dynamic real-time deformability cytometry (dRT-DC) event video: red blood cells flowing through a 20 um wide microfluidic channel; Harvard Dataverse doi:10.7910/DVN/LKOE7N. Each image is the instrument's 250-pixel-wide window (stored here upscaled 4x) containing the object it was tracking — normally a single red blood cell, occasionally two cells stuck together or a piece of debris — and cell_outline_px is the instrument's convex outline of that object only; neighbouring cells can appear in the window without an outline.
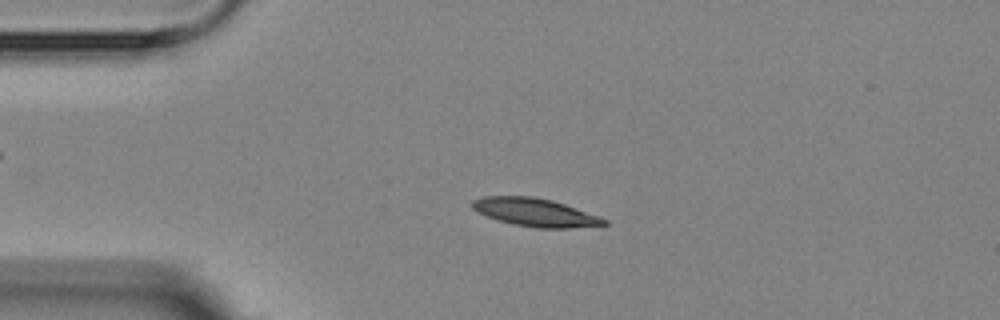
{"species": "Egyptian fruit bat (a non-hibernating species)", "species_latin": "Rousettus aegyptiacus", "temperature_condition": "room temperature", "stored_images_in_passage": 6, "camera_frame_rate_fps": 3000, "um_per_image_px": 0.085, "animal": {"sex": "female"}, "frame": {"image": 1, "passage_image": 4, "time_ms": 3.333, "image_size_px": [1000, 320], "cell_outline_px": [[608, 224], [572, 228], [536, 228], [512, 224], [488, 216], [472, 208], [472, 200], [484, 196], [532, 196], [552, 200], [600, 216], [608, 220]], "centroid_in_image_um": [45.52, 18.05], "position_along_channel_um": 39.5, "area_um2": 21.44}}
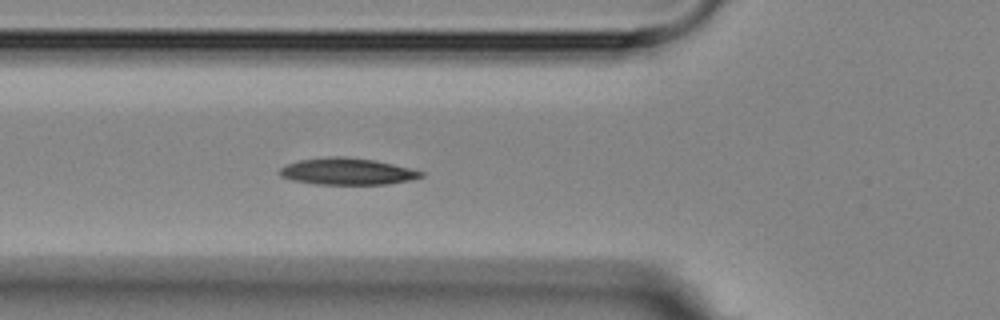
{"frame": {"image": 2, "passage_image": 6, "time_ms": 5.667, "image_size_px": [1000, 320], "cell_outline_px": [[424, 176], [408, 180], [388, 184], [316, 184], [292, 180], [280, 176], [280, 168], [288, 164], [300, 160], [328, 156], [344, 156], [372, 160], [392, 164], [424, 172]], "centroid_in_image_um": [29.49, 14.57], "position_along_channel_um": 96.3, "area_um2": 21.73}}